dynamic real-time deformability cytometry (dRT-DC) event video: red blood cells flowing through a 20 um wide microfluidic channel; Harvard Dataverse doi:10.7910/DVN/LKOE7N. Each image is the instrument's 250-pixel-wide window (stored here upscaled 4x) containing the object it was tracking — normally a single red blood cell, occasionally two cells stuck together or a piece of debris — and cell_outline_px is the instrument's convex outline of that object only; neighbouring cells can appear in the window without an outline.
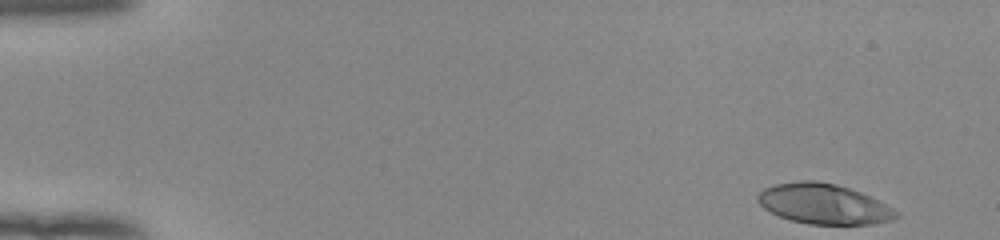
{"species": "human", "species_latin": "Homo sapiens", "temperature_condition": "room temperature", "stored_images_in_passage": 50, "camera_frame_rate_fps": 3000, "um_per_image_px": 0.085, "donor": {"sex": "female"}, "frame": {"image": 1, "passage_image": 1, "time_ms": 0.0, "image_size_px": [1000, 240], "cell_outline_px": [[900, 216], [892, 220], [872, 224], [808, 224], [788, 220], [764, 208], [756, 200], [756, 196], [764, 188], [772, 184], [800, 180], [816, 180], [836, 184], [860, 192], [900, 212]], "centroid_in_image_um": [69.99, 17.33], "position_along_channel_um": 15.0, "area_um2": 32.48}}
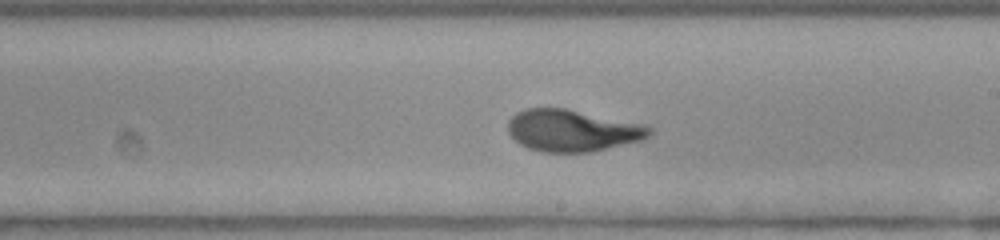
{"frame": {"image": 2, "passage_image": 29, "time_ms": 9.333, "image_size_px": [1000, 240], "cell_outline_px": [[652, 132], [644, 140], [592, 152], [540, 152], [528, 148], [520, 144], [508, 132], [508, 120], [516, 112], [524, 108], [564, 108], [648, 124], [652, 128]], "centroid_in_image_um": [48.69, 11.09], "position_along_channel_um": 240.3, "area_um2": 34.91}}
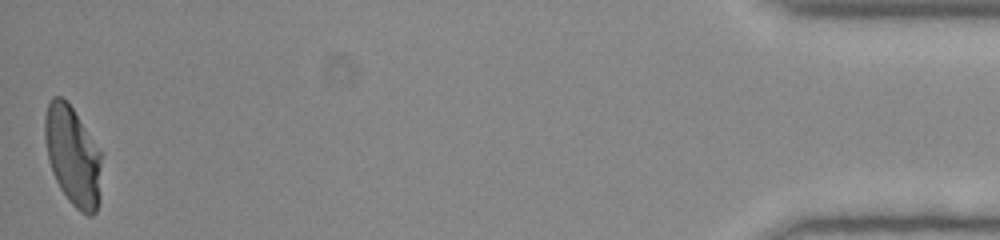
{"frame": {"image": 3, "passage_image": 50, "time_ms": 16.333, "image_size_px": [1000, 240], "cell_outline_px": [[104, 152], [100, 200], [96, 212], [92, 216], [88, 216], [80, 212], [68, 200], [60, 188], [52, 172], [48, 160], [44, 136], [44, 116], [48, 104], [52, 96], [60, 96], [72, 108]], "centroid_in_image_um": [6.24, 13.29], "position_along_channel_um": 429.0, "area_um2": 33.87}, "authors_computed_cell_mechanics": {"area_um2": 33.4662, "velocity_mm_per_s": 3.9192, "shape_relaxation_time_tau1_ms": 4.9066, "shape_relaxation_time_tau2_ms": 0.8149, "deformation_change_tau1": 0.2302, "deformation_change_tau2": 0.0685}}